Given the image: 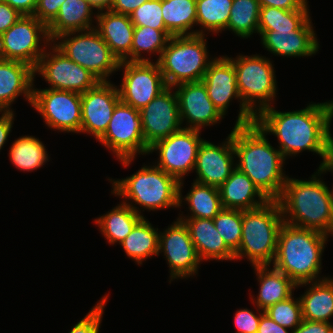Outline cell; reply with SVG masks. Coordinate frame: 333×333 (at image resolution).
Returning a JSON list of instances; mask_svg holds the SVG:
<instances>
[{"instance_id": "1", "label": "cell", "mask_w": 333, "mask_h": 333, "mask_svg": "<svg viewBox=\"0 0 333 333\" xmlns=\"http://www.w3.org/2000/svg\"><path fill=\"white\" fill-rule=\"evenodd\" d=\"M311 103L306 108L289 112L277 111L272 105L255 117V123L264 133L277 137L278 149L285 159L310 151L322 157L318 167L321 168L333 154L330 131L333 101Z\"/></svg>"}, {"instance_id": "2", "label": "cell", "mask_w": 333, "mask_h": 333, "mask_svg": "<svg viewBox=\"0 0 333 333\" xmlns=\"http://www.w3.org/2000/svg\"><path fill=\"white\" fill-rule=\"evenodd\" d=\"M266 135L256 123L233 127L236 168L244 172L268 200H278L288 178L283 172L286 159Z\"/></svg>"}, {"instance_id": "3", "label": "cell", "mask_w": 333, "mask_h": 333, "mask_svg": "<svg viewBox=\"0 0 333 333\" xmlns=\"http://www.w3.org/2000/svg\"><path fill=\"white\" fill-rule=\"evenodd\" d=\"M317 168L309 180L288 176L278 199L285 223L333 236V191Z\"/></svg>"}, {"instance_id": "4", "label": "cell", "mask_w": 333, "mask_h": 333, "mask_svg": "<svg viewBox=\"0 0 333 333\" xmlns=\"http://www.w3.org/2000/svg\"><path fill=\"white\" fill-rule=\"evenodd\" d=\"M328 235L319 231L283 223L278 235L273 267L288 276L296 285L318 281L322 253Z\"/></svg>"}, {"instance_id": "5", "label": "cell", "mask_w": 333, "mask_h": 333, "mask_svg": "<svg viewBox=\"0 0 333 333\" xmlns=\"http://www.w3.org/2000/svg\"><path fill=\"white\" fill-rule=\"evenodd\" d=\"M108 180L113 186L111 194L122 197V202L140 215L136 204L148 211L179 207V181L156 165H143L129 177Z\"/></svg>"}, {"instance_id": "6", "label": "cell", "mask_w": 333, "mask_h": 333, "mask_svg": "<svg viewBox=\"0 0 333 333\" xmlns=\"http://www.w3.org/2000/svg\"><path fill=\"white\" fill-rule=\"evenodd\" d=\"M283 223L278 200H269L256 209L243 210L241 242L235 252V261L245 257L252 267L271 266Z\"/></svg>"}, {"instance_id": "7", "label": "cell", "mask_w": 333, "mask_h": 333, "mask_svg": "<svg viewBox=\"0 0 333 333\" xmlns=\"http://www.w3.org/2000/svg\"><path fill=\"white\" fill-rule=\"evenodd\" d=\"M205 35L172 36L169 39L158 61L167 87L203 79L215 59L209 58Z\"/></svg>"}, {"instance_id": "8", "label": "cell", "mask_w": 333, "mask_h": 333, "mask_svg": "<svg viewBox=\"0 0 333 333\" xmlns=\"http://www.w3.org/2000/svg\"><path fill=\"white\" fill-rule=\"evenodd\" d=\"M236 71V84L243 104L257 116L272 106L277 92V81L272 61L266 56L238 55L229 58Z\"/></svg>"}, {"instance_id": "9", "label": "cell", "mask_w": 333, "mask_h": 333, "mask_svg": "<svg viewBox=\"0 0 333 333\" xmlns=\"http://www.w3.org/2000/svg\"><path fill=\"white\" fill-rule=\"evenodd\" d=\"M52 44L99 81H110L109 76L118 71L120 61L95 28L62 34Z\"/></svg>"}, {"instance_id": "10", "label": "cell", "mask_w": 333, "mask_h": 333, "mask_svg": "<svg viewBox=\"0 0 333 333\" xmlns=\"http://www.w3.org/2000/svg\"><path fill=\"white\" fill-rule=\"evenodd\" d=\"M98 142L111 150L124 167H129L136 154H148L150 147L143 137L140 110L120 101Z\"/></svg>"}, {"instance_id": "11", "label": "cell", "mask_w": 333, "mask_h": 333, "mask_svg": "<svg viewBox=\"0 0 333 333\" xmlns=\"http://www.w3.org/2000/svg\"><path fill=\"white\" fill-rule=\"evenodd\" d=\"M50 43L47 26L33 15H22L0 35V58L24 62L35 69Z\"/></svg>"}, {"instance_id": "12", "label": "cell", "mask_w": 333, "mask_h": 333, "mask_svg": "<svg viewBox=\"0 0 333 333\" xmlns=\"http://www.w3.org/2000/svg\"><path fill=\"white\" fill-rule=\"evenodd\" d=\"M31 106L40 113L48 128L59 132L80 133L81 94L33 87Z\"/></svg>"}, {"instance_id": "13", "label": "cell", "mask_w": 333, "mask_h": 333, "mask_svg": "<svg viewBox=\"0 0 333 333\" xmlns=\"http://www.w3.org/2000/svg\"><path fill=\"white\" fill-rule=\"evenodd\" d=\"M200 132L196 129L182 128L155 142L150 146L148 154L157 151L159 161L156 166L180 182L195 169L198 149L204 140Z\"/></svg>"}, {"instance_id": "14", "label": "cell", "mask_w": 333, "mask_h": 333, "mask_svg": "<svg viewBox=\"0 0 333 333\" xmlns=\"http://www.w3.org/2000/svg\"><path fill=\"white\" fill-rule=\"evenodd\" d=\"M124 69L118 87L120 101L141 110L167 88L158 62L120 61Z\"/></svg>"}, {"instance_id": "15", "label": "cell", "mask_w": 333, "mask_h": 333, "mask_svg": "<svg viewBox=\"0 0 333 333\" xmlns=\"http://www.w3.org/2000/svg\"><path fill=\"white\" fill-rule=\"evenodd\" d=\"M49 48L45 50L34 69L35 76L36 73L41 75L51 86L49 89L83 94L99 82L92 73L67 58L52 43Z\"/></svg>"}, {"instance_id": "16", "label": "cell", "mask_w": 333, "mask_h": 333, "mask_svg": "<svg viewBox=\"0 0 333 333\" xmlns=\"http://www.w3.org/2000/svg\"><path fill=\"white\" fill-rule=\"evenodd\" d=\"M201 81L207 89L208 97L224 117L230 102L238 99L240 109L235 125L255 123L256 116L243 104L238 93L236 71L228 56L215 57Z\"/></svg>"}, {"instance_id": "17", "label": "cell", "mask_w": 333, "mask_h": 333, "mask_svg": "<svg viewBox=\"0 0 333 333\" xmlns=\"http://www.w3.org/2000/svg\"><path fill=\"white\" fill-rule=\"evenodd\" d=\"M162 252L169 265L170 283L197 274L202 261L183 221L177 219L163 232L159 231L158 254Z\"/></svg>"}, {"instance_id": "18", "label": "cell", "mask_w": 333, "mask_h": 333, "mask_svg": "<svg viewBox=\"0 0 333 333\" xmlns=\"http://www.w3.org/2000/svg\"><path fill=\"white\" fill-rule=\"evenodd\" d=\"M173 87H167L140 110L145 143L150 147L183 128Z\"/></svg>"}, {"instance_id": "19", "label": "cell", "mask_w": 333, "mask_h": 333, "mask_svg": "<svg viewBox=\"0 0 333 333\" xmlns=\"http://www.w3.org/2000/svg\"><path fill=\"white\" fill-rule=\"evenodd\" d=\"M120 102L118 86L99 81L81 94V130L97 140L105 133L116 105Z\"/></svg>"}, {"instance_id": "20", "label": "cell", "mask_w": 333, "mask_h": 333, "mask_svg": "<svg viewBox=\"0 0 333 333\" xmlns=\"http://www.w3.org/2000/svg\"><path fill=\"white\" fill-rule=\"evenodd\" d=\"M180 111L181 122L187 123L185 129L200 130L213 126L225 118L208 97L202 81L185 82L173 87Z\"/></svg>"}, {"instance_id": "21", "label": "cell", "mask_w": 333, "mask_h": 333, "mask_svg": "<svg viewBox=\"0 0 333 333\" xmlns=\"http://www.w3.org/2000/svg\"><path fill=\"white\" fill-rule=\"evenodd\" d=\"M234 158L233 129L221 145L203 140L197 153L194 181L219 188L236 168Z\"/></svg>"}, {"instance_id": "22", "label": "cell", "mask_w": 333, "mask_h": 333, "mask_svg": "<svg viewBox=\"0 0 333 333\" xmlns=\"http://www.w3.org/2000/svg\"><path fill=\"white\" fill-rule=\"evenodd\" d=\"M311 21L300 29H258V35L263 47L275 56L309 57L320 47Z\"/></svg>"}, {"instance_id": "23", "label": "cell", "mask_w": 333, "mask_h": 333, "mask_svg": "<svg viewBox=\"0 0 333 333\" xmlns=\"http://www.w3.org/2000/svg\"><path fill=\"white\" fill-rule=\"evenodd\" d=\"M34 78V68L30 65L0 58V111H12L10 105L20 95L31 105Z\"/></svg>"}, {"instance_id": "24", "label": "cell", "mask_w": 333, "mask_h": 333, "mask_svg": "<svg viewBox=\"0 0 333 333\" xmlns=\"http://www.w3.org/2000/svg\"><path fill=\"white\" fill-rule=\"evenodd\" d=\"M95 29L111 52L119 61L131 62V46L134 35V24L129 15L117 14L110 10L97 11Z\"/></svg>"}, {"instance_id": "25", "label": "cell", "mask_w": 333, "mask_h": 333, "mask_svg": "<svg viewBox=\"0 0 333 333\" xmlns=\"http://www.w3.org/2000/svg\"><path fill=\"white\" fill-rule=\"evenodd\" d=\"M187 226L201 261L235 260V253L226 245L215 228L213 219L178 218Z\"/></svg>"}, {"instance_id": "26", "label": "cell", "mask_w": 333, "mask_h": 333, "mask_svg": "<svg viewBox=\"0 0 333 333\" xmlns=\"http://www.w3.org/2000/svg\"><path fill=\"white\" fill-rule=\"evenodd\" d=\"M219 191L224 209L252 210L269 201L238 168L233 170L231 176L219 187Z\"/></svg>"}, {"instance_id": "27", "label": "cell", "mask_w": 333, "mask_h": 333, "mask_svg": "<svg viewBox=\"0 0 333 333\" xmlns=\"http://www.w3.org/2000/svg\"><path fill=\"white\" fill-rule=\"evenodd\" d=\"M88 0H66L60 6L57 16L47 25V33L52 42L56 37L77 31H86L95 28L92 16L96 18L97 12Z\"/></svg>"}, {"instance_id": "28", "label": "cell", "mask_w": 333, "mask_h": 333, "mask_svg": "<svg viewBox=\"0 0 333 333\" xmlns=\"http://www.w3.org/2000/svg\"><path fill=\"white\" fill-rule=\"evenodd\" d=\"M253 268L260 287L256 299L251 297L256 308L264 311L269 306L294 295L293 291L297 285L281 271L274 267L271 269L270 265L253 266Z\"/></svg>"}, {"instance_id": "29", "label": "cell", "mask_w": 333, "mask_h": 333, "mask_svg": "<svg viewBox=\"0 0 333 333\" xmlns=\"http://www.w3.org/2000/svg\"><path fill=\"white\" fill-rule=\"evenodd\" d=\"M303 285L310 286L299 297L302 318L308 321L331 323L330 318L333 317V277L328 276L318 281L301 283L297 285V289Z\"/></svg>"}, {"instance_id": "30", "label": "cell", "mask_w": 333, "mask_h": 333, "mask_svg": "<svg viewBox=\"0 0 333 333\" xmlns=\"http://www.w3.org/2000/svg\"><path fill=\"white\" fill-rule=\"evenodd\" d=\"M183 184V180L179 182L178 208L182 207V202L186 201L191 214L187 217L180 214L178 218L213 219L223 209L219 188L193 181L192 188L183 197L181 192Z\"/></svg>"}, {"instance_id": "31", "label": "cell", "mask_w": 333, "mask_h": 333, "mask_svg": "<svg viewBox=\"0 0 333 333\" xmlns=\"http://www.w3.org/2000/svg\"><path fill=\"white\" fill-rule=\"evenodd\" d=\"M143 217L122 202L94 221L107 242L113 245L120 244Z\"/></svg>"}, {"instance_id": "32", "label": "cell", "mask_w": 333, "mask_h": 333, "mask_svg": "<svg viewBox=\"0 0 333 333\" xmlns=\"http://www.w3.org/2000/svg\"><path fill=\"white\" fill-rule=\"evenodd\" d=\"M159 232L143 217L132 229L131 233L120 243L126 255L142 265L146 259L158 254Z\"/></svg>"}, {"instance_id": "33", "label": "cell", "mask_w": 333, "mask_h": 333, "mask_svg": "<svg viewBox=\"0 0 333 333\" xmlns=\"http://www.w3.org/2000/svg\"><path fill=\"white\" fill-rule=\"evenodd\" d=\"M162 17L172 36L196 35V0H162Z\"/></svg>"}, {"instance_id": "34", "label": "cell", "mask_w": 333, "mask_h": 333, "mask_svg": "<svg viewBox=\"0 0 333 333\" xmlns=\"http://www.w3.org/2000/svg\"><path fill=\"white\" fill-rule=\"evenodd\" d=\"M9 149L10 161L21 171L32 172L49 162L44 144L34 136L17 138Z\"/></svg>"}, {"instance_id": "35", "label": "cell", "mask_w": 333, "mask_h": 333, "mask_svg": "<svg viewBox=\"0 0 333 333\" xmlns=\"http://www.w3.org/2000/svg\"><path fill=\"white\" fill-rule=\"evenodd\" d=\"M232 3L233 0H196L197 25L202 28L196 30V35H204L207 31L213 34L225 31Z\"/></svg>"}, {"instance_id": "36", "label": "cell", "mask_w": 333, "mask_h": 333, "mask_svg": "<svg viewBox=\"0 0 333 333\" xmlns=\"http://www.w3.org/2000/svg\"><path fill=\"white\" fill-rule=\"evenodd\" d=\"M172 35L167 30H156L149 26H135L131 46V62H151L149 58L143 57L141 52L155 53L159 61L162 51Z\"/></svg>"}, {"instance_id": "37", "label": "cell", "mask_w": 333, "mask_h": 333, "mask_svg": "<svg viewBox=\"0 0 333 333\" xmlns=\"http://www.w3.org/2000/svg\"><path fill=\"white\" fill-rule=\"evenodd\" d=\"M260 8L258 0H233L226 30L241 38L258 34Z\"/></svg>"}, {"instance_id": "38", "label": "cell", "mask_w": 333, "mask_h": 333, "mask_svg": "<svg viewBox=\"0 0 333 333\" xmlns=\"http://www.w3.org/2000/svg\"><path fill=\"white\" fill-rule=\"evenodd\" d=\"M310 18L308 4L295 10L261 7L258 29H300Z\"/></svg>"}, {"instance_id": "39", "label": "cell", "mask_w": 333, "mask_h": 333, "mask_svg": "<svg viewBox=\"0 0 333 333\" xmlns=\"http://www.w3.org/2000/svg\"><path fill=\"white\" fill-rule=\"evenodd\" d=\"M213 222L226 245L235 253L241 242L243 210L223 208Z\"/></svg>"}, {"instance_id": "40", "label": "cell", "mask_w": 333, "mask_h": 333, "mask_svg": "<svg viewBox=\"0 0 333 333\" xmlns=\"http://www.w3.org/2000/svg\"><path fill=\"white\" fill-rule=\"evenodd\" d=\"M264 312L277 324L290 328L292 332L303 320L300 299H294L293 295L269 306Z\"/></svg>"}, {"instance_id": "41", "label": "cell", "mask_w": 333, "mask_h": 333, "mask_svg": "<svg viewBox=\"0 0 333 333\" xmlns=\"http://www.w3.org/2000/svg\"><path fill=\"white\" fill-rule=\"evenodd\" d=\"M134 26H149L156 30H167L162 17V0H149L130 15Z\"/></svg>"}, {"instance_id": "42", "label": "cell", "mask_w": 333, "mask_h": 333, "mask_svg": "<svg viewBox=\"0 0 333 333\" xmlns=\"http://www.w3.org/2000/svg\"><path fill=\"white\" fill-rule=\"evenodd\" d=\"M109 295L102 297L99 302L85 315L82 320L75 324L69 333H99L104 308Z\"/></svg>"}, {"instance_id": "43", "label": "cell", "mask_w": 333, "mask_h": 333, "mask_svg": "<svg viewBox=\"0 0 333 333\" xmlns=\"http://www.w3.org/2000/svg\"><path fill=\"white\" fill-rule=\"evenodd\" d=\"M258 309L259 314H255L252 310L243 308L235 313L234 321L237 328L236 333H257L261 316L265 313L263 310Z\"/></svg>"}, {"instance_id": "44", "label": "cell", "mask_w": 333, "mask_h": 333, "mask_svg": "<svg viewBox=\"0 0 333 333\" xmlns=\"http://www.w3.org/2000/svg\"><path fill=\"white\" fill-rule=\"evenodd\" d=\"M66 0H38L34 15L46 26L57 16L60 6Z\"/></svg>"}, {"instance_id": "45", "label": "cell", "mask_w": 333, "mask_h": 333, "mask_svg": "<svg viewBox=\"0 0 333 333\" xmlns=\"http://www.w3.org/2000/svg\"><path fill=\"white\" fill-rule=\"evenodd\" d=\"M22 16L16 9L0 0V35L6 32Z\"/></svg>"}, {"instance_id": "46", "label": "cell", "mask_w": 333, "mask_h": 333, "mask_svg": "<svg viewBox=\"0 0 333 333\" xmlns=\"http://www.w3.org/2000/svg\"><path fill=\"white\" fill-rule=\"evenodd\" d=\"M332 328L333 323L303 319L301 324L294 329L293 333H331Z\"/></svg>"}, {"instance_id": "47", "label": "cell", "mask_w": 333, "mask_h": 333, "mask_svg": "<svg viewBox=\"0 0 333 333\" xmlns=\"http://www.w3.org/2000/svg\"><path fill=\"white\" fill-rule=\"evenodd\" d=\"M261 7H275L278 9L295 10L303 9L307 0H258Z\"/></svg>"}, {"instance_id": "48", "label": "cell", "mask_w": 333, "mask_h": 333, "mask_svg": "<svg viewBox=\"0 0 333 333\" xmlns=\"http://www.w3.org/2000/svg\"><path fill=\"white\" fill-rule=\"evenodd\" d=\"M0 150L6 143L14 122V111H0Z\"/></svg>"}, {"instance_id": "49", "label": "cell", "mask_w": 333, "mask_h": 333, "mask_svg": "<svg viewBox=\"0 0 333 333\" xmlns=\"http://www.w3.org/2000/svg\"><path fill=\"white\" fill-rule=\"evenodd\" d=\"M147 1L149 0H113L109 10L117 14L130 15L136 8Z\"/></svg>"}, {"instance_id": "50", "label": "cell", "mask_w": 333, "mask_h": 333, "mask_svg": "<svg viewBox=\"0 0 333 333\" xmlns=\"http://www.w3.org/2000/svg\"><path fill=\"white\" fill-rule=\"evenodd\" d=\"M257 333H289V331L287 328L277 324L266 313H264L261 316Z\"/></svg>"}, {"instance_id": "51", "label": "cell", "mask_w": 333, "mask_h": 333, "mask_svg": "<svg viewBox=\"0 0 333 333\" xmlns=\"http://www.w3.org/2000/svg\"><path fill=\"white\" fill-rule=\"evenodd\" d=\"M22 15H34L38 0H2Z\"/></svg>"}, {"instance_id": "52", "label": "cell", "mask_w": 333, "mask_h": 333, "mask_svg": "<svg viewBox=\"0 0 333 333\" xmlns=\"http://www.w3.org/2000/svg\"><path fill=\"white\" fill-rule=\"evenodd\" d=\"M88 2L98 11L109 10L113 0H88Z\"/></svg>"}, {"instance_id": "53", "label": "cell", "mask_w": 333, "mask_h": 333, "mask_svg": "<svg viewBox=\"0 0 333 333\" xmlns=\"http://www.w3.org/2000/svg\"><path fill=\"white\" fill-rule=\"evenodd\" d=\"M321 170L324 173H327L328 171L333 173V154L330 156V158L324 163V165L321 167ZM333 191V187H332Z\"/></svg>"}]
</instances>
